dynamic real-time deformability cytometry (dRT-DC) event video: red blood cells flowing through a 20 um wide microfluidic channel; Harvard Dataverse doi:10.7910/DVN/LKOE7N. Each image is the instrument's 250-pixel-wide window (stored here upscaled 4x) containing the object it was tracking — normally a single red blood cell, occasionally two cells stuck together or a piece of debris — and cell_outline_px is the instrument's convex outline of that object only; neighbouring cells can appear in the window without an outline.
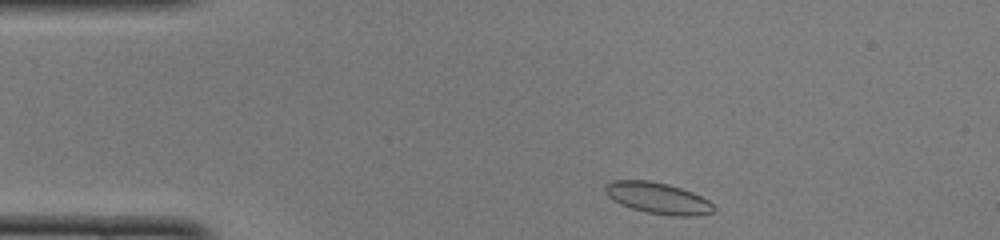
{"species": "common noctule bat (a hibernating species)", "species_latin": "Nyctalus noctula", "temperature_condition": "cold", "stored_images_in_passage": 41, "camera_frame_rate_fps": 3000, "um_per_image_px": 0.085, "animal": {"sex": "female", "body_mass_g": 22.0, "forearm_length_mm": 56.7}, "frame": {"image": 1, "passage_image": 1, "time_ms": 0.0, "image_size_px": [1000, 240], "cell_outline_px": [[716, 208], [712, 212], [700, 216], [672, 216], [648, 212], [632, 208], [620, 204], [612, 200], [604, 192], [604, 184], [612, 180], [648, 180], [668, 184], [692, 192], [708, 200]], "centroid_in_image_um": [55.89, 16.84], "position_along_channel_um": 29.1, "area_um2": 19.88}}
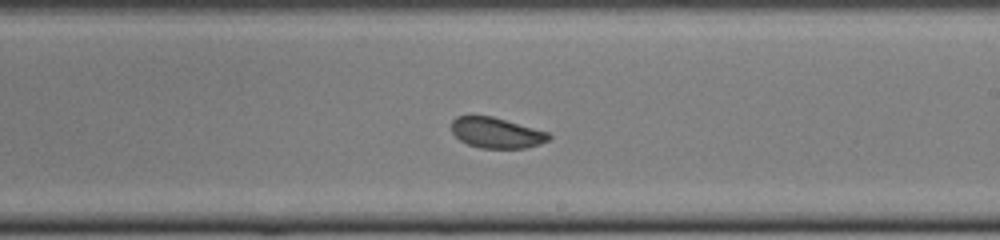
{"frame": {"image": 2, "passage_image": 21, "time_ms": 6.667, "image_size_px": [1000, 240], "cell_outline_px": [[552, 136], [548, 140], [540, 144], [524, 148], [480, 148], [468, 144], [460, 140], [452, 132], [452, 120], [456, 116], [492, 116], [548, 132]], "centroid_in_image_um": [42.2, 11.29], "position_along_channel_um": 246.8, "area_um2": 17.22}}
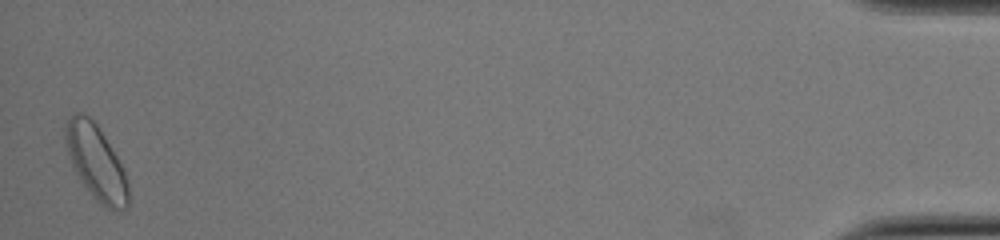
{"frame": {"image": 3, "passage_image": 41, "time_ms": 13.333, "image_size_px": [1000, 240], "cell_outline_px": [[128, 208], [120, 212], [112, 212], [100, 204], [92, 196], [80, 180], [72, 164], [68, 152], [64, 136], [64, 124], [76, 112], [80, 112], [88, 116], [96, 124], [104, 136], [116, 156], [124, 172], [128, 184]], "centroid_in_image_um": [8.17, 13.85], "position_along_channel_um": 427.0, "area_um2": 27.17}, "authors_computed_cell_mechanics": {"area_um2": 18.496, "velocity_mm_per_s": 4.0478, "shape_relaxation_time_tau1_ms": 4.1134, "shape_relaxation_time_tau2_ms": 1.5467, "deformation_change_tau1": 0.0818, "deformation_change_tau2": 0.0544}}